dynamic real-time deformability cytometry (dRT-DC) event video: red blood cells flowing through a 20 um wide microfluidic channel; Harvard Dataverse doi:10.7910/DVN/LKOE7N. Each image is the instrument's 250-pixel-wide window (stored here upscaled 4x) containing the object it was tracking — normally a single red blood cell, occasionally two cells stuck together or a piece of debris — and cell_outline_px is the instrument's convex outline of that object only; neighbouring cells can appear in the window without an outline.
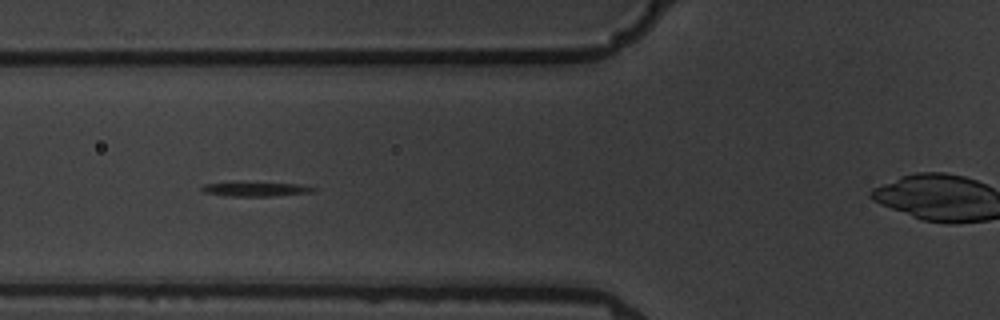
{"species": "common noctule bat (a hibernating species)", "species_latin": "Nyctalus noctula", "temperature_condition": "warm", "stored_images_in_passage": 9, "camera_frame_rate_fps": 3000, "um_per_image_px": 0.085, "animal": {"sex": "male", "body_mass_g": 19.5, "forearm_length_mm": 54.6}, "frame": {"image": 1, "passage_image": 7, "time_ms": 7.0, "image_size_px": [1000, 320], "cell_outline_px": [[316, 192], [272, 196], [224, 196], [204, 192], [200, 188], [204, 184], [236, 180], [300, 184], [316, 188]], "centroid_in_image_um": [21.69, 16.03], "position_along_channel_um": 104.1, "area_um2": 10.06}}
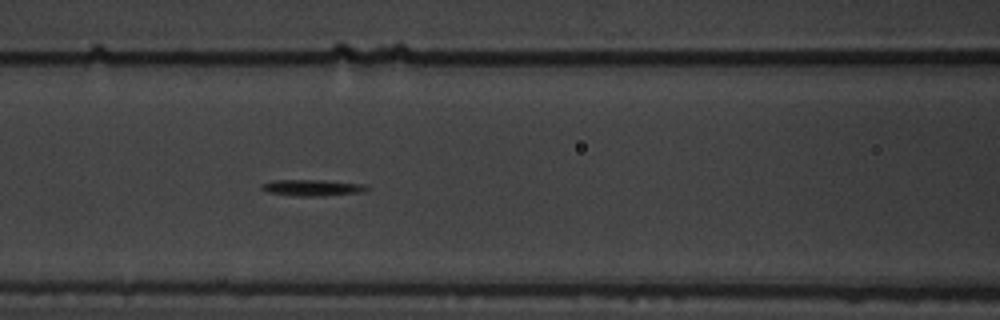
{"frame": {"image": 2, "passage_image": 8, "time_ms": 8.0, "image_size_px": [1000, 320], "cell_outline_px": [[372, 188], [364, 192], [324, 196], [296, 196], [268, 192], [260, 188], [260, 184], [272, 180], [324, 180], [368, 184]], "centroid_in_image_um": [26.62, 15.95], "position_along_channel_um": 140.0, "area_um2": 10.29}}